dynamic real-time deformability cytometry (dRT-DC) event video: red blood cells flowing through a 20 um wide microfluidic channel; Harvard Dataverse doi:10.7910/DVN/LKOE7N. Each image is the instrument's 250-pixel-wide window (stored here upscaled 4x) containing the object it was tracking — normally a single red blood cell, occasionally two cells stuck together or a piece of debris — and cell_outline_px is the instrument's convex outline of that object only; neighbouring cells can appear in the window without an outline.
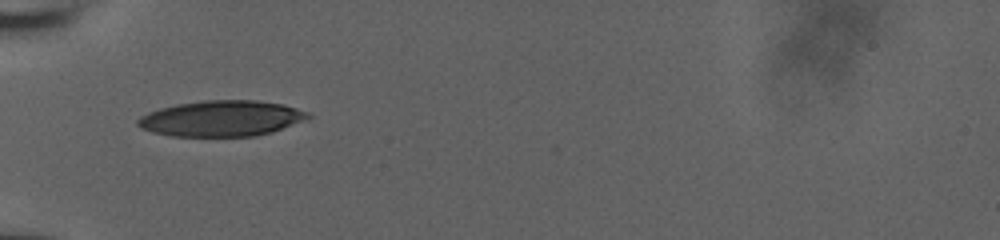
{"species": "human", "species_latin": "Homo sapiens", "temperature_condition": "room temperature", "stored_images_in_passage": 6, "camera_frame_rate_fps": 3000, "um_per_image_px": 0.085, "donor": {"sex": "male"}, "frame": {"image": 1, "passage_image": 1, "time_ms": 0.0, "image_size_px": [1000, 240], "cell_outline_px": [[312, 116], [272, 132], [256, 136], [172, 136], [152, 132], [136, 124], [136, 120], [140, 116], [148, 112], [160, 108], [176, 104], [208, 100], [256, 100], [280, 104], [296, 108], [308, 112]], "centroid_in_image_um": [18.79, 10.07], "position_along_channel_um": 66.2, "area_um2": 35.2}}
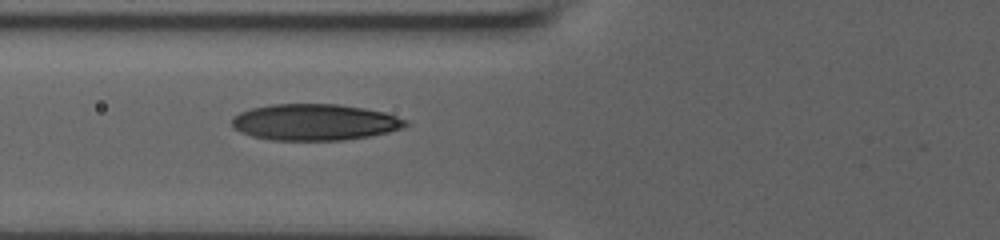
{"frame": {"image": 2, "passage_image": 4, "time_ms": 1.0, "image_size_px": [1000, 240], "cell_outline_px": [[408, 124], [400, 128], [388, 132], [368, 136], [344, 140], [272, 140], [252, 136], [240, 132], [232, 128], [232, 116], [240, 112], [252, 108], [268, 104], [340, 104], [364, 108], [384, 112], [408, 120]], "centroid_in_image_um": [26.71, 10.38], "position_along_channel_um": 99.1, "area_um2": 36.88}}
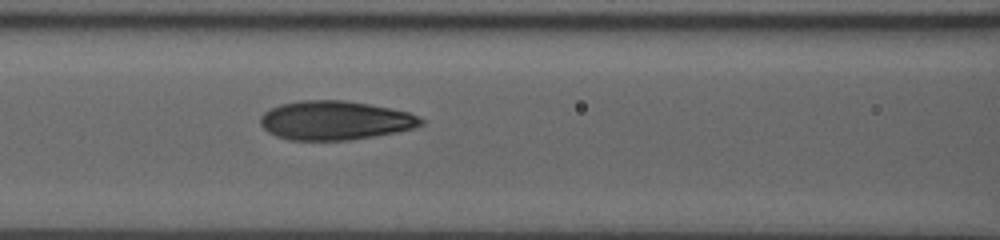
{"frame": {"image": 3, "passage_image": 6, "time_ms": 1.667, "image_size_px": [1000, 240], "cell_outline_px": [[424, 124], [412, 128], [396, 132], [348, 140], [288, 140], [276, 136], [268, 132], [260, 124], [260, 116], [264, 112], [280, 104], [300, 100], [344, 100], [368, 104], [408, 112], [424, 120]], "centroid_in_image_um": [28.43, 10.23], "position_along_channel_um": 138.2, "area_um2": 36.3}}